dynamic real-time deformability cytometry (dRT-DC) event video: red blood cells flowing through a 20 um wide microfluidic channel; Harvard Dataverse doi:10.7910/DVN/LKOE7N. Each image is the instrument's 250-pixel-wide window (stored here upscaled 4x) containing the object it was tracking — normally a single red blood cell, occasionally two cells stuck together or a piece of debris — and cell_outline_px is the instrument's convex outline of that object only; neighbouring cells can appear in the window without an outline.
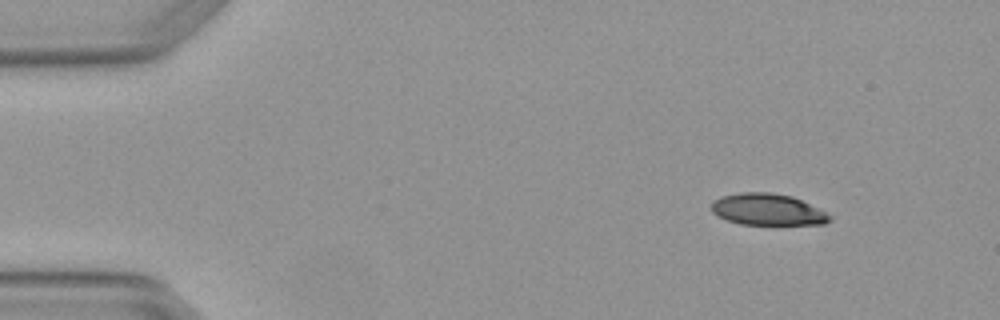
{"species": "Egyptian fruit bat (a non-hibernating species)", "species_latin": "Rousettus aegyptiacus", "temperature_condition": "warm", "stored_images_in_passage": 5, "camera_frame_rate_fps": 3000, "um_per_image_px": 0.085, "animal": {"sex": "female"}, "frame": {"image": 1, "passage_image": 1, "time_ms": 0.0, "image_size_px": [1000, 320], "cell_outline_px": [[836, 216], [832, 220], [824, 224], [740, 224], [716, 216], [712, 212], [712, 200], [720, 196], [740, 192], [772, 192], [792, 196]], "centroid_in_image_um": [65.27, 17.8], "position_along_channel_um": 19.7, "area_um2": 22.02}}
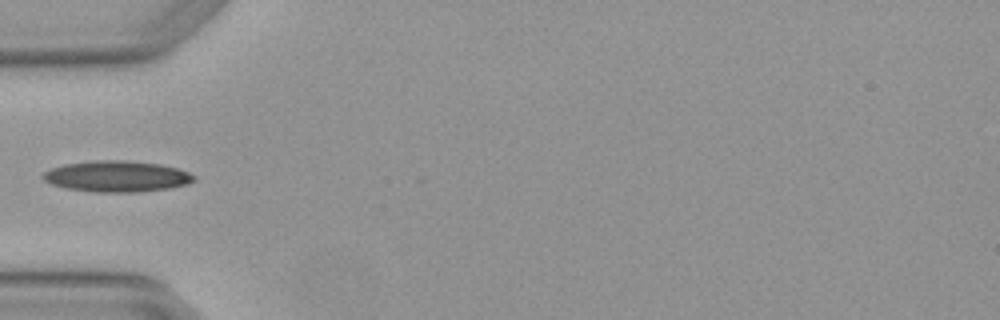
{"frame": {"image": 2, "passage_image": 4, "time_ms": 1.0, "image_size_px": [1000, 320], "cell_outline_px": [[196, 180], [188, 184], [168, 188], [136, 192], [96, 192], [64, 188], [52, 184], [44, 180], [40, 176], [44, 172], [52, 168], [64, 164], [92, 160], [124, 160], [160, 164], [176, 168], [188, 172], [196, 176]], "centroid_in_image_um": [9.92, 14.99], "position_along_channel_um": 75.1, "area_um2": 27.4}}
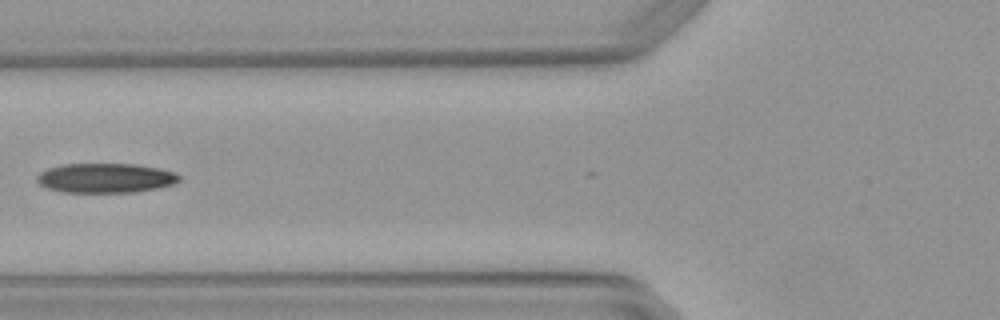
{"frame": {"image": 3, "passage_image": 5, "time_ms": 1.333, "image_size_px": [1000, 320], "cell_outline_px": [[180, 180], [172, 184], [160, 188], [136, 192], [60, 192], [48, 188], [40, 184], [36, 180], [36, 176], [40, 172], [48, 168], [64, 164], [136, 164], [160, 168], [176, 172], [180, 176]], "centroid_in_image_um": [8.99, 15.13], "position_along_channel_um": 116.8, "area_um2": 24.68}}